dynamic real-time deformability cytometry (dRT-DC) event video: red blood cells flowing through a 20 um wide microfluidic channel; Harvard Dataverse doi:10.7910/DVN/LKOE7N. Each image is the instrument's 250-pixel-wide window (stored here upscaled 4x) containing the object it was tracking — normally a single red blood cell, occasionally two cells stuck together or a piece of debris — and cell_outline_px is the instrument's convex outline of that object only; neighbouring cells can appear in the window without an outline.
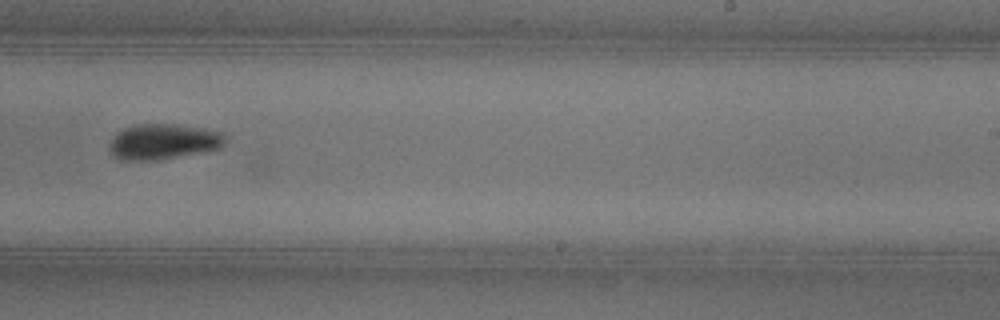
{"species": "common noctule bat (a hibernating species)", "species_latin": "Nyctalus noctula", "temperature_condition": "warm", "stored_images_in_passage": 10, "camera_frame_rate_fps": 3000, "um_per_image_px": 0.085, "animal": {"sex": "female"}, "frame": {"image": 1, "passage_image": 10, "time_ms": 3.0, "image_size_px": [1000, 320], "cell_outline_px": [[228, 136], [224, 144], [220, 148], [156, 160], [124, 160], [116, 156], [108, 148], [108, 144], [116, 132], [124, 128], [136, 124], [176, 124], [204, 128], [224, 132]], "centroid_in_image_um": [13.9, 12.01], "position_along_channel_um": 275.1, "area_um2": 23.99}}